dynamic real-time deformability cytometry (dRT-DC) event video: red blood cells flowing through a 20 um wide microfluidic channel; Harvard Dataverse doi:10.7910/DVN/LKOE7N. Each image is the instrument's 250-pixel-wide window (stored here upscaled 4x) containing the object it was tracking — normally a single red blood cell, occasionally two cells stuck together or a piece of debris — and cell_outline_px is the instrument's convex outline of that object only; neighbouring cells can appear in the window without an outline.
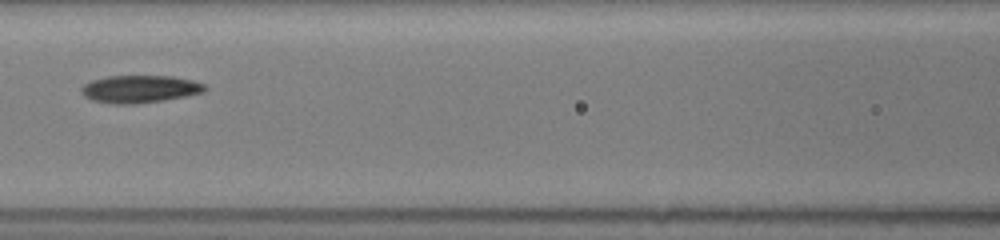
{"species": "common noctule bat (a hibernating species)", "species_latin": "Nyctalus noctula", "temperature_condition": "room temperature", "stored_images_in_passage": 10, "camera_frame_rate_fps": 3000, "um_per_image_px": 0.085, "animal": {"sex": "female", "body_mass_g": 19.5, "forearm_length_mm": 54.1}, "frame": {"image": 1, "passage_image": 5, "time_ms": 3.667, "image_size_px": [1000, 240], "cell_outline_px": [[208, 88], [204, 92], [164, 100], [136, 104], [112, 104], [92, 100], [84, 96], [80, 92], [80, 88], [84, 84], [92, 80], [108, 76], [172, 76], [192, 80], [204, 84]], "centroid_in_image_um": [11.86, 7.57], "position_along_channel_um": 154.7, "area_um2": 19.88}}
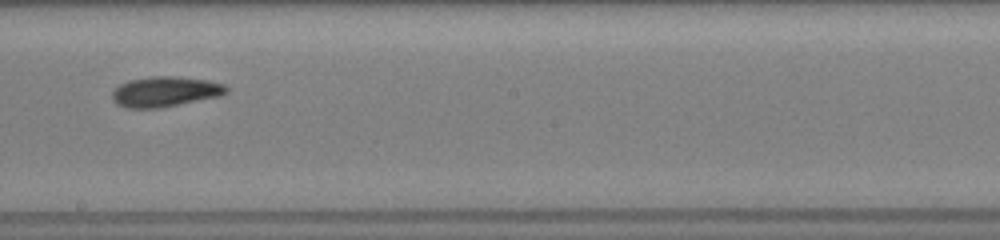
{"frame": {"image": 2, "passage_image": 7, "time_ms": 5.667, "image_size_px": [1000, 240], "cell_outline_px": [[228, 92], [220, 96], [160, 108], [124, 108], [116, 104], [112, 100], [112, 92], [120, 84], [128, 80], [152, 76], [176, 76], [208, 80], [224, 84], [228, 88]], "centroid_in_image_um": [14.02, 7.79], "position_along_channel_um": 234.2, "area_um2": 20.29}}
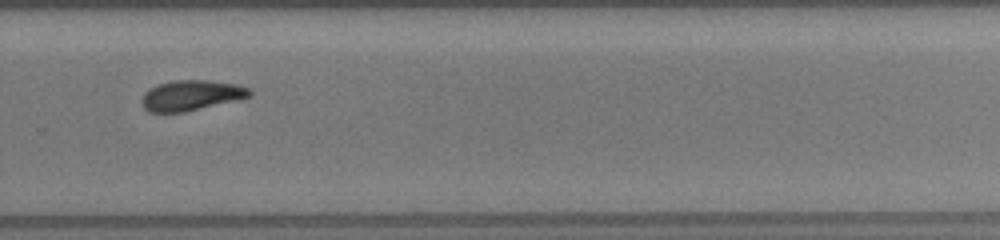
{"frame": {"image": 3, "passage_image": 9, "time_ms": 7.667, "image_size_px": [1000, 240], "cell_outline_px": [[252, 96], [184, 112], [148, 112], [144, 108], [140, 100], [144, 92], [160, 84], [176, 80], [208, 80], [236, 84], [248, 88], [252, 92]], "centroid_in_image_um": [16.24, 8.11], "position_along_channel_um": 313.6, "area_um2": 18.84}}